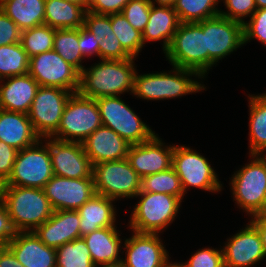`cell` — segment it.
I'll return each mask as SVG.
<instances>
[{"label":"cell","mask_w":266,"mask_h":267,"mask_svg":"<svg viewBox=\"0 0 266 267\" xmlns=\"http://www.w3.org/2000/svg\"><path fill=\"white\" fill-rule=\"evenodd\" d=\"M6 1H9V0H0V5H1L3 2H6Z\"/></svg>","instance_id":"58"},{"label":"cell","mask_w":266,"mask_h":267,"mask_svg":"<svg viewBox=\"0 0 266 267\" xmlns=\"http://www.w3.org/2000/svg\"><path fill=\"white\" fill-rule=\"evenodd\" d=\"M101 125L103 124L96 100L78 92L73 93L66 103L58 130L51 138L82 143Z\"/></svg>","instance_id":"6"},{"label":"cell","mask_w":266,"mask_h":267,"mask_svg":"<svg viewBox=\"0 0 266 267\" xmlns=\"http://www.w3.org/2000/svg\"><path fill=\"white\" fill-rule=\"evenodd\" d=\"M71 91L56 87L39 86L28 117L40 138L51 137L61 122Z\"/></svg>","instance_id":"12"},{"label":"cell","mask_w":266,"mask_h":267,"mask_svg":"<svg viewBox=\"0 0 266 267\" xmlns=\"http://www.w3.org/2000/svg\"><path fill=\"white\" fill-rule=\"evenodd\" d=\"M225 4L227 11H219L221 16H224L232 21L245 23V19L253 15L257 10L254 0H222Z\"/></svg>","instance_id":"41"},{"label":"cell","mask_w":266,"mask_h":267,"mask_svg":"<svg viewBox=\"0 0 266 267\" xmlns=\"http://www.w3.org/2000/svg\"><path fill=\"white\" fill-rule=\"evenodd\" d=\"M95 100L102 124L112 129L130 145L149 141L156 135L120 96H105Z\"/></svg>","instance_id":"7"},{"label":"cell","mask_w":266,"mask_h":267,"mask_svg":"<svg viewBox=\"0 0 266 267\" xmlns=\"http://www.w3.org/2000/svg\"><path fill=\"white\" fill-rule=\"evenodd\" d=\"M28 73L39 86L78 92L80 73L53 49L29 58Z\"/></svg>","instance_id":"14"},{"label":"cell","mask_w":266,"mask_h":267,"mask_svg":"<svg viewBox=\"0 0 266 267\" xmlns=\"http://www.w3.org/2000/svg\"><path fill=\"white\" fill-rule=\"evenodd\" d=\"M29 57L20 42L0 46V80L27 74Z\"/></svg>","instance_id":"34"},{"label":"cell","mask_w":266,"mask_h":267,"mask_svg":"<svg viewBox=\"0 0 266 267\" xmlns=\"http://www.w3.org/2000/svg\"><path fill=\"white\" fill-rule=\"evenodd\" d=\"M152 0H130L121 14L139 32H143L150 16Z\"/></svg>","instance_id":"38"},{"label":"cell","mask_w":266,"mask_h":267,"mask_svg":"<svg viewBox=\"0 0 266 267\" xmlns=\"http://www.w3.org/2000/svg\"><path fill=\"white\" fill-rule=\"evenodd\" d=\"M250 222L257 228L261 235L264 250L266 253V217H251Z\"/></svg>","instance_id":"50"},{"label":"cell","mask_w":266,"mask_h":267,"mask_svg":"<svg viewBox=\"0 0 266 267\" xmlns=\"http://www.w3.org/2000/svg\"><path fill=\"white\" fill-rule=\"evenodd\" d=\"M254 217H266V195L260 211Z\"/></svg>","instance_id":"53"},{"label":"cell","mask_w":266,"mask_h":267,"mask_svg":"<svg viewBox=\"0 0 266 267\" xmlns=\"http://www.w3.org/2000/svg\"><path fill=\"white\" fill-rule=\"evenodd\" d=\"M202 30L208 50V71L219 60L244 45L243 24L220 14L202 21Z\"/></svg>","instance_id":"13"},{"label":"cell","mask_w":266,"mask_h":267,"mask_svg":"<svg viewBox=\"0 0 266 267\" xmlns=\"http://www.w3.org/2000/svg\"><path fill=\"white\" fill-rule=\"evenodd\" d=\"M84 27L95 35V39L99 40V43L108 34L113 33L111 26V14H97L90 11H86L84 16Z\"/></svg>","instance_id":"42"},{"label":"cell","mask_w":266,"mask_h":267,"mask_svg":"<svg viewBox=\"0 0 266 267\" xmlns=\"http://www.w3.org/2000/svg\"><path fill=\"white\" fill-rule=\"evenodd\" d=\"M39 139L28 114L0 109V141L19 151L34 145Z\"/></svg>","instance_id":"25"},{"label":"cell","mask_w":266,"mask_h":267,"mask_svg":"<svg viewBox=\"0 0 266 267\" xmlns=\"http://www.w3.org/2000/svg\"><path fill=\"white\" fill-rule=\"evenodd\" d=\"M6 246L24 267H56V249L45 245L33 231L17 232Z\"/></svg>","instance_id":"22"},{"label":"cell","mask_w":266,"mask_h":267,"mask_svg":"<svg viewBox=\"0 0 266 267\" xmlns=\"http://www.w3.org/2000/svg\"><path fill=\"white\" fill-rule=\"evenodd\" d=\"M46 0H9L0 9L23 31L45 24Z\"/></svg>","instance_id":"28"},{"label":"cell","mask_w":266,"mask_h":267,"mask_svg":"<svg viewBox=\"0 0 266 267\" xmlns=\"http://www.w3.org/2000/svg\"><path fill=\"white\" fill-rule=\"evenodd\" d=\"M114 199L95 194L78 210L80 216V237L100 228L116 227V207Z\"/></svg>","instance_id":"24"},{"label":"cell","mask_w":266,"mask_h":267,"mask_svg":"<svg viewBox=\"0 0 266 267\" xmlns=\"http://www.w3.org/2000/svg\"><path fill=\"white\" fill-rule=\"evenodd\" d=\"M48 144L54 175L81 179L93 177V165L82 143L42 138Z\"/></svg>","instance_id":"15"},{"label":"cell","mask_w":266,"mask_h":267,"mask_svg":"<svg viewBox=\"0 0 266 267\" xmlns=\"http://www.w3.org/2000/svg\"><path fill=\"white\" fill-rule=\"evenodd\" d=\"M249 98V155L266 151V93Z\"/></svg>","instance_id":"30"},{"label":"cell","mask_w":266,"mask_h":267,"mask_svg":"<svg viewBox=\"0 0 266 267\" xmlns=\"http://www.w3.org/2000/svg\"><path fill=\"white\" fill-rule=\"evenodd\" d=\"M95 267H125L122 262L115 263V264H106V265H99Z\"/></svg>","instance_id":"55"},{"label":"cell","mask_w":266,"mask_h":267,"mask_svg":"<svg viewBox=\"0 0 266 267\" xmlns=\"http://www.w3.org/2000/svg\"><path fill=\"white\" fill-rule=\"evenodd\" d=\"M99 40L84 26L79 28V48L83 58H90L94 54L99 57Z\"/></svg>","instance_id":"47"},{"label":"cell","mask_w":266,"mask_h":267,"mask_svg":"<svg viewBox=\"0 0 266 267\" xmlns=\"http://www.w3.org/2000/svg\"><path fill=\"white\" fill-rule=\"evenodd\" d=\"M111 26L124 51L136 58L144 47L142 33L136 30L121 13L111 14Z\"/></svg>","instance_id":"37"},{"label":"cell","mask_w":266,"mask_h":267,"mask_svg":"<svg viewBox=\"0 0 266 267\" xmlns=\"http://www.w3.org/2000/svg\"><path fill=\"white\" fill-rule=\"evenodd\" d=\"M129 1L130 0H89L87 11L104 15L121 13L124 6L127 5Z\"/></svg>","instance_id":"46"},{"label":"cell","mask_w":266,"mask_h":267,"mask_svg":"<svg viewBox=\"0 0 266 267\" xmlns=\"http://www.w3.org/2000/svg\"><path fill=\"white\" fill-rule=\"evenodd\" d=\"M86 10L65 0H46L45 24L54 29H77L84 26Z\"/></svg>","instance_id":"29"},{"label":"cell","mask_w":266,"mask_h":267,"mask_svg":"<svg viewBox=\"0 0 266 267\" xmlns=\"http://www.w3.org/2000/svg\"><path fill=\"white\" fill-rule=\"evenodd\" d=\"M98 45L100 60H124L131 58L122 48L114 32L104 37Z\"/></svg>","instance_id":"43"},{"label":"cell","mask_w":266,"mask_h":267,"mask_svg":"<svg viewBox=\"0 0 266 267\" xmlns=\"http://www.w3.org/2000/svg\"><path fill=\"white\" fill-rule=\"evenodd\" d=\"M55 29L43 24L21 31L20 43L29 58L50 51L54 46Z\"/></svg>","instance_id":"36"},{"label":"cell","mask_w":266,"mask_h":267,"mask_svg":"<svg viewBox=\"0 0 266 267\" xmlns=\"http://www.w3.org/2000/svg\"><path fill=\"white\" fill-rule=\"evenodd\" d=\"M231 177L229 185L234 201L245 213L255 216L261 209L266 195V166L257 155Z\"/></svg>","instance_id":"9"},{"label":"cell","mask_w":266,"mask_h":267,"mask_svg":"<svg viewBox=\"0 0 266 267\" xmlns=\"http://www.w3.org/2000/svg\"><path fill=\"white\" fill-rule=\"evenodd\" d=\"M53 50L79 73L84 69L85 66L82 65L84 58L79 48V28L55 29Z\"/></svg>","instance_id":"32"},{"label":"cell","mask_w":266,"mask_h":267,"mask_svg":"<svg viewBox=\"0 0 266 267\" xmlns=\"http://www.w3.org/2000/svg\"><path fill=\"white\" fill-rule=\"evenodd\" d=\"M21 30L15 22H13L0 9V46L10 45L20 42Z\"/></svg>","instance_id":"44"},{"label":"cell","mask_w":266,"mask_h":267,"mask_svg":"<svg viewBox=\"0 0 266 267\" xmlns=\"http://www.w3.org/2000/svg\"><path fill=\"white\" fill-rule=\"evenodd\" d=\"M139 192L169 194L178 197L181 201L185 196L181 180L173 167L141 178Z\"/></svg>","instance_id":"31"},{"label":"cell","mask_w":266,"mask_h":267,"mask_svg":"<svg viewBox=\"0 0 266 267\" xmlns=\"http://www.w3.org/2000/svg\"><path fill=\"white\" fill-rule=\"evenodd\" d=\"M135 58L103 60L80 72L78 93L97 99L105 96H120L133 91L136 66Z\"/></svg>","instance_id":"1"},{"label":"cell","mask_w":266,"mask_h":267,"mask_svg":"<svg viewBox=\"0 0 266 267\" xmlns=\"http://www.w3.org/2000/svg\"><path fill=\"white\" fill-rule=\"evenodd\" d=\"M263 154H264V152L257 154V156L264 162V164L266 166V154H264V155Z\"/></svg>","instance_id":"57"},{"label":"cell","mask_w":266,"mask_h":267,"mask_svg":"<svg viewBox=\"0 0 266 267\" xmlns=\"http://www.w3.org/2000/svg\"><path fill=\"white\" fill-rule=\"evenodd\" d=\"M92 165L127 158L130 144L109 127L101 125L82 142Z\"/></svg>","instance_id":"20"},{"label":"cell","mask_w":266,"mask_h":267,"mask_svg":"<svg viewBox=\"0 0 266 267\" xmlns=\"http://www.w3.org/2000/svg\"><path fill=\"white\" fill-rule=\"evenodd\" d=\"M163 267H182V265L180 264V262H176V263H170V261H168Z\"/></svg>","instance_id":"56"},{"label":"cell","mask_w":266,"mask_h":267,"mask_svg":"<svg viewBox=\"0 0 266 267\" xmlns=\"http://www.w3.org/2000/svg\"><path fill=\"white\" fill-rule=\"evenodd\" d=\"M43 190L54 211H77L96 194L93 177L71 179L54 175Z\"/></svg>","instance_id":"16"},{"label":"cell","mask_w":266,"mask_h":267,"mask_svg":"<svg viewBox=\"0 0 266 267\" xmlns=\"http://www.w3.org/2000/svg\"><path fill=\"white\" fill-rule=\"evenodd\" d=\"M170 65L195 70L203 79L208 74V50L202 21L180 23L169 48L164 52Z\"/></svg>","instance_id":"5"},{"label":"cell","mask_w":266,"mask_h":267,"mask_svg":"<svg viewBox=\"0 0 266 267\" xmlns=\"http://www.w3.org/2000/svg\"><path fill=\"white\" fill-rule=\"evenodd\" d=\"M221 0H177L173 6L180 23H197L219 15ZM217 6V7H216Z\"/></svg>","instance_id":"33"},{"label":"cell","mask_w":266,"mask_h":267,"mask_svg":"<svg viewBox=\"0 0 266 267\" xmlns=\"http://www.w3.org/2000/svg\"><path fill=\"white\" fill-rule=\"evenodd\" d=\"M159 234L138 233L133 231L124 241L125 267H163L169 261V252L165 249Z\"/></svg>","instance_id":"19"},{"label":"cell","mask_w":266,"mask_h":267,"mask_svg":"<svg viewBox=\"0 0 266 267\" xmlns=\"http://www.w3.org/2000/svg\"><path fill=\"white\" fill-rule=\"evenodd\" d=\"M18 150L0 141V185L10 177Z\"/></svg>","instance_id":"45"},{"label":"cell","mask_w":266,"mask_h":267,"mask_svg":"<svg viewBox=\"0 0 266 267\" xmlns=\"http://www.w3.org/2000/svg\"><path fill=\"white\" fill-rule=\"evenodd\" d=\"M5 79L0 80V109L28 114L38 82L29 73Z\"/></svg>","instance_id":"23"},{"label":"cell","mask_w":266,"mask_h":267,"mask_svg":"<svg viewBox=\"0 0 266 267\" xmlns=\"http://www.w3.org/2000/svg\"><path fill=\"white\" fill-rule=\"evenodd\" d=\"M0 267H24L6 246H0Z\"/></svg>","instance_id":"49"},{"label":"cell","mask_w":266,"mask_h":267,"mask_svg":"<svg viewBox=\"0 0 266 267\" xmlns=\"http://www.w3.org/2000/svg\"><path fill=\"white\" fill-rule=\"evenodd\" d=\"M135 197L141 199L132 210L129 227L138 233H162L175 220L182 203L164 193L139 192Z\"/></svg>","instance_id":"4"},{"label":"cell","mask_w":266,"mask_h":267,"mask_svg":"<svg viewBox=\"0 0 266 267\" xmlns=\"http://www.w3.org/2000/svg\"><path fill=\"white\" fill-rule=\"evenodd\" d=\"M180 25L177 12L173 6H164L152 3L150 16L142 32V41L153 42L163 40V51L165 52L173 39V36Z\"/></svg>","instance_id":"27"},{"label":"cell","mask_w":266,"mask_h":267,"mask_svg":"<svg viewBox=\"0 0 266 267\" xmlns=\"http://www.w3.org/2000/svg\"><path fill=\"white\" fill-rule=\"evenodd\" d=\"M157 5L174 6L177 0H152Z\"/></svg>","instance_id":"51"},{"label":"cell","mask_w":266,"mask_h":267,"mask_svg":"<svg viewBox=\"0 0 266 267\" xmlns=\"http://www.w3.org/2000/svg\"><path fill=\"white\" fill-rule=\"evenodd\" d=\"M80 216L75 210L53 211L52 216L33 232L47 246L58 248L80 238Z\"/></svg>","instance_id":"21"},{"label":"cell","mask_w":266,"mask_h":267,"mask_svg":"<svg viewBox=\"0 0 266 267\" xmlns=\"http://www.w3.org/2000/svg\"><path fill=\"white\" fill-rule=\"evenodd\" d=\"M244 44L257 39L266 45V8L257 9L243 24Z\"/></svg>","instance_id":"39"},{"label":"cell","mask_w":266,"mask_h":267,"mask_svg":"<svg viewBox=\"0 0 266 267\" xmlns=\"http://www.w3.org/2000/svg\"><path fill=\"white\" fill-rule=\"evenodd\" d=\"M40 138L34 145L17 152L12 173L0 186H21L43 189L54 176L48 144Z\"/></svg>","instance_id":"8"},{"label":"cell","mask_w":266,"mask_h":267,"mask_svg":"<svg viewBox=\"0 0 266 267\" xmlns=\"http://www.w3.org/2000/svg\"><path fill=\"white\" fill-rule=\"evenodd\" d=\"M119 232L117 227H107L83 236L95 266L122 262Z\"/></svg>","instance_id":"26"},{"label":"cell","mask_w":266,"mask_h":267,"mask_svg":"<svg viewBox=\"0 0 266 267\" xmlns=\"http://www.w3.org/2000/svg\"><path fill=\"white\" fill-rule=\"evenodd\" d=\"M0 198L17 232L34 231L47 221L54 211L41 188L0 186Z\"/></svg>","instance_id":"2"},{"label":"cell","mask_w":266,"mask_h":267,"mask_svg":"<svg viewBox=\"0 0 266 267\" xmlns=\"http://www.w3.org/2000/svg\"><path fill=\"white\" fill-rule=\"evenodd\" d=\"M172 145H165L156 134L149 141L131 145L126 159L140 178H143L172 167L174 144Z\"/></svg>","instance_id":"18"},{"label":"cell","mask_w":266,"mask_h":267,"mask_svg":"<svg viewBox=\"0 0 266 267\" xmlns=\"http://www.w3.org/2000/svg\"><path fill=\"white\" fill-rule=\"evenodd\" d=\"M97 194L114 200L133 198L140 191V176L126 158L93 165Z\"/></svg>","instance_id":"11"},{"label":"cell","mask_w":266,"mask_h":267,"mask_svg":"<svg viewBox=\"0 0 266 267\" xmlns=\"http://www.w3.org/2000/svg\"><path fill=\"white\" fill-rule=\"evenodd\" d=\"M182 267H225L222 249L203 248L198 249Z\"/></svg>","instance_id":"40"},{"label":"cell","mask_w":266,"mask_h":267,"mask_svg":"<svg viewBox=\"0 0 266 267\" xmlns=\"http://www.w3.org/2000/svg\"><path fill=\"white\" fill-rule=\"evenodd\" d=\"M222 251L225 267H252L266 257L261 235L250 221L227 239Z\"/></svg>","instance_id":"17"},{"label":"cell","mask_w":266,"mask_h":267,"mask_svg":"<svg viewBox=\"0 0 266 267\" xmlns=\"http://www.w3.org/2000/svg\"><path fill=\"white\" fill-rule=\"evenodd\" d=\"M7 208L0 198V246L6 245L16 235Z\"/></svg>","instance_id":"48"},{"label":"cell","mask_w":266,"mask_h":267,"mask_svg":"<svg viewBox=\"0 0 266 267\" xmlns=\"http://www.w3.org/2000/svg\"><path fill=\"white\" fill-rule=\"evenodd\" d=\"M172 167L181 180L184 194L190 187L216 193L222 184L205 156L185 145H174Z\"/></svg>","instance_id":"10"},{"label":"cell","mask_w":266,"mask_h":267,"mask_svg":"<svg viewBox=\"0 0 266 267\" xmlns=\"http://www.w3.org/2000/svg\"><path fill=\"white\" fill-rule=\"evenodd\" d=\"M56 267H95L83 237L56 248Z\"/></svg>","instance_id":"35"},{"label":"cell","mask_w":266,"mask_h":267,"mask_svg":"<svg viewBox=\"0 0 266 267\" xmlns=\"http://www.w3.org/2000/svg\"><path fill=\"white\" fill-rule=\"evenodd\" d=\"M257 9L266 8V0H254Z\"/></svg>","instance_id":"54"},{"label":"cell","mask_w":266,"mask_h":267,"mask_svg":"<svg viewBox=\"0 0 266 267\" xmlns=\"http://www.w3.org/2000/svg\"><path fill=\"white\" fill-rule=\"evenodd\" d=\"M173 67L169 72H156L134 75L132 94L142 100H165L181 98V96L205 90L204 84L193 77L202 80V76L195 70Z\"/></svg>","instance_id":"3"},{"label":"cell","mask_w":266,"mask_h":267,"mask_svg":"<svg viewBox=\"0 0 266 267\" xmlns=\"http://www.w3.org/2000/svg\"><path fill=\"white\" fill-rule=\"evenodd\" d=\"M65 1L82 6L86 11L89 6V0H65Z\"/></svg>","instance_id":"52"}]
</instances>
